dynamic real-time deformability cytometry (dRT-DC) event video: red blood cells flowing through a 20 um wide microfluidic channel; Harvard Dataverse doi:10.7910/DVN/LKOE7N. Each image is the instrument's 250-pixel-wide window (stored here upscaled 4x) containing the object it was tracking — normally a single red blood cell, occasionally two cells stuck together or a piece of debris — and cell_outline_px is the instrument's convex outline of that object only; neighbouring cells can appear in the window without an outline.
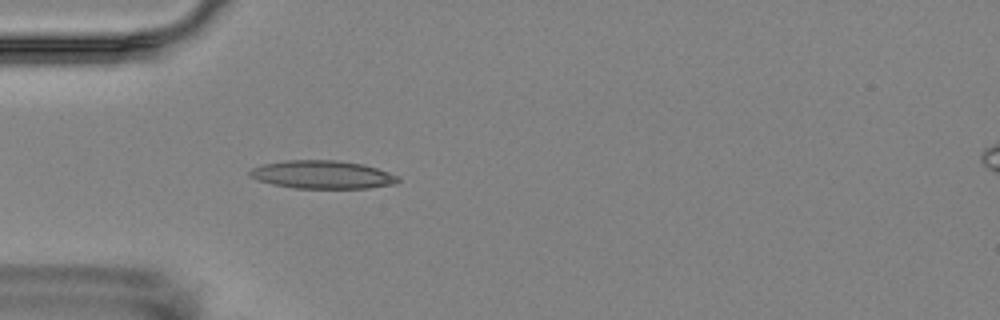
{"species": "Egyptian fruit bat (a non-hibernating species)", "species_latin": "Rousettus aegyptiacus", "temperature_condition": "room temperature", "stored_images_in_passage": 4, "camera_frame_rate_fps": 3000, "um_per_image_px": 0.085, "animal": {"sex": "female"}, "frame": {"image": 1, "passage_image": 4, "time_ms": 4.0, "image_size_px": [1000, 320], "cell_outline_px": [[400, 180], [396, 184], [368, 188], [296, 188], [272, 184], [256, 180], [248, 176], [248, 172], [252, 168], [260, 164], [284, 160], [336, 160], [364, 164], [400, 176]], "centroid_in_image_um": [27.38, 14.84], "position_along_channel_um": 57.6, "area_um2": 24.57}}